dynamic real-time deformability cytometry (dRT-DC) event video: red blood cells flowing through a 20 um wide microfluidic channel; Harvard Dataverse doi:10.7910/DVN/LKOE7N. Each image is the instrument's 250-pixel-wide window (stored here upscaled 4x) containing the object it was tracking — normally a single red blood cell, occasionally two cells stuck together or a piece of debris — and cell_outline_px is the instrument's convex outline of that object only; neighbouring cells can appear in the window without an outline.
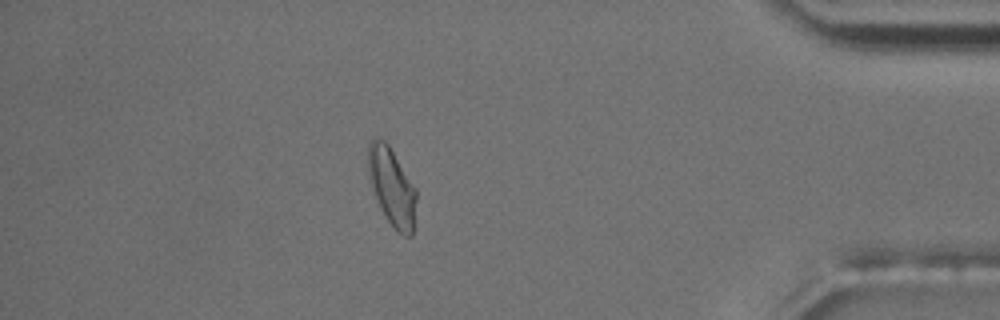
{"species": "common noctule bat (a hibernating species)", "species_latin": "Nyctalus noctula", "temperature_condition": "room temperature", "stored_images_in_passage": 57, "segment_of_instrument_passage": [1, 2], "camera_frame_rate_fps": 3000, "um_per_image_px": 0.085, "animal": {"sex": "male", "body_mass_g": 17.5, "forearm_length_mm": 52.3}, "frame": {"image": 1, "passage_image": 49, "time_ms": 16.0, "image_size_px": [1000, 320], "cell_outline_px": [[416, 200], [412, 236], [404, 236], [396, 232], [384, 216], [380, 208], [372, 188], [368, 176], [368, 144], [372, 136], [380, 136], [388, 144], [416, 188]], "centroid_in_image_um": [33.29, 15.86], "position_along_channel_um": 401.9, "area_um2": 22.14}}